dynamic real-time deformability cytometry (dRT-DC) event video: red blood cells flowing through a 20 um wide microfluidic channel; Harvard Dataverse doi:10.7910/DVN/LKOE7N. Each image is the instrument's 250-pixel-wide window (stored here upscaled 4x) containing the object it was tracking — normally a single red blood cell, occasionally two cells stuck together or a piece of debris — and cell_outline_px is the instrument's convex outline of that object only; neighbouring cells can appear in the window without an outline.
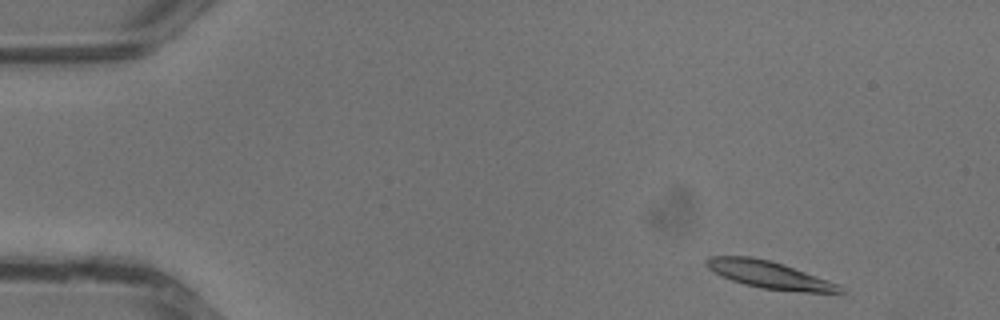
{"species": "common noctule bat (a hibernating species)", "species_latin": "Nyctalus noctula", "temperature_condition": "warm", "stored_images_in_passage": 10, "camera_frame_rate_fps": 3000, "um_per_image_px": 0.085, "animal": {"sex": "male", "body_mass_g": 13.3}, "frame": {"image": 1, "passage_image": 2, "time_ms": 0.333, "image_size_px": [1000, 320], "cell_outline_px": [[844, 292], [800, 292], [760, 288], [744, 284], [732, 280], [708, 268], [704, 264], [704, 260], [708, 256], [752, 256], [772, 260], [784, 264], [840, 284], [844, 288]], "centroid_in_image_um": [65.4, 23.34], "position_along_channel_um": 19.6, "area_um2": 21.39}}